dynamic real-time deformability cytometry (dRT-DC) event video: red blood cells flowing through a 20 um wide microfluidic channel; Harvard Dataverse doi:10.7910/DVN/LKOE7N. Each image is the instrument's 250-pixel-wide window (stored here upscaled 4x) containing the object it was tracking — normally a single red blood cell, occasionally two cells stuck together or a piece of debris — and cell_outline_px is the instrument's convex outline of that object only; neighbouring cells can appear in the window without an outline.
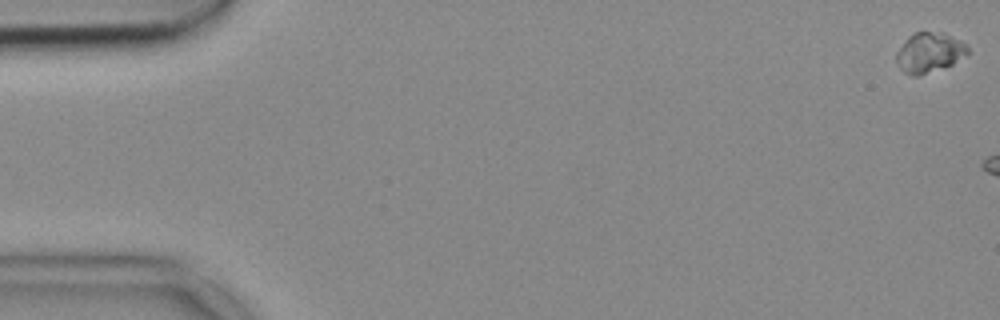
{"species": "common noctule bat (a hibernating species)", "species_latin": "Nyctalus noctula", "temperature_condition": "cold", "stored_images_in_passage": 6, "camera_frame_rate_fps": 3000, "um_per_image_px": 0.085, "animal": {"sex": "female", "body_mass_g": 18.4}, "frame": {"image": 1, "passage_image": 1, "time_ms": 0.0, "image_size_px": [1000, 320], "cell_outline_px": [[968, 52], [952, 64], [916, 76], [912, 76], [904, 72], [900, 68], [896, 60], [896, 52], [904, 40], [908, 36], [916, 32], [944, 32], [968, 44]], "centroid_in_image_um": [78.97, 4.44], "position_along_channel_um": 6.0, "area_um2": 16.47}}